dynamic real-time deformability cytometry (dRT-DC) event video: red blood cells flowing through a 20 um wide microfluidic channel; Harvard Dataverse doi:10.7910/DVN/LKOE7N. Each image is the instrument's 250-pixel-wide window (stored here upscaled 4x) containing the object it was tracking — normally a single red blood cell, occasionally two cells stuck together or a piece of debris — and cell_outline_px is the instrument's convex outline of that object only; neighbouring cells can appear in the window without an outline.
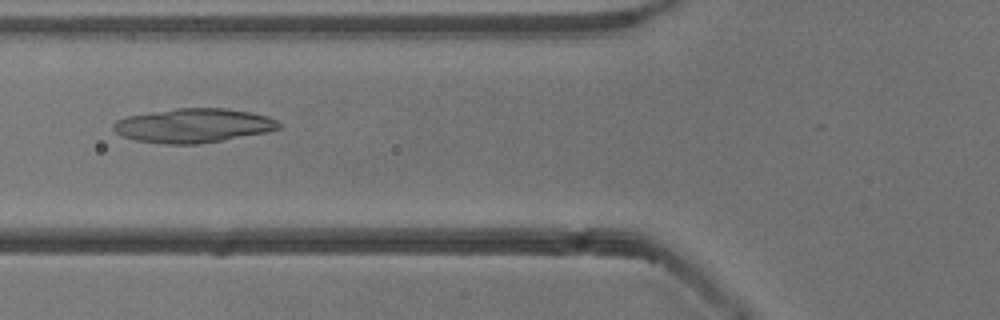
{"species": "common noctule bat (a hibernating species)", "species_latin": "Nyctalus noctula", "temperature_condition": "cold", "stored_images_in_passage": 44, "camera_frame_rate_fps": 3000, "um_per_image_px": 0.085, "animal": {"sex": "male", "body_mass_g": 13.3}, "frame": {"image": 1, "passage_image": 11, "time_ms": 3.333, "image_size_px": [1000, 320], "cell_outline_px": [[280, 128], [268, 132], [196, 144], [164, 144], [136, 140], [124, 136], [116, 132], [112, 128], [112, 124], [116, 120], [128, 116], [176, 108], [224, 108], [252, 112], [268, 116], [276, 120], [280, 124]], "centroid_in_image_um": [16.44, 10.66], "position_along_channel_um": 109.4, "area_um2": 32.71}}
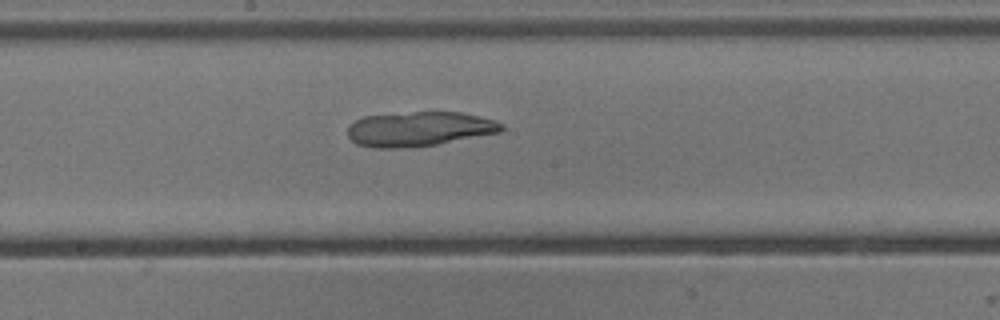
{"frame": {"image": 2, "passage_image": 19, "time_ms": 6.0, "image_size_px": [1000, 320], "cell_outline_px": [[504, 128], [500, 132], [436, 144], [412, 148], [376, 148], [356, 144], [348, 136], [348, 124], [364, 116], [412, 112], [460, 112], [480, 116], [496, 120], [504, 124]], "centroid_in_image_um": [35.63, 10.96], "position_along_channel_um": 212.6, "area_um2": 31.15}}
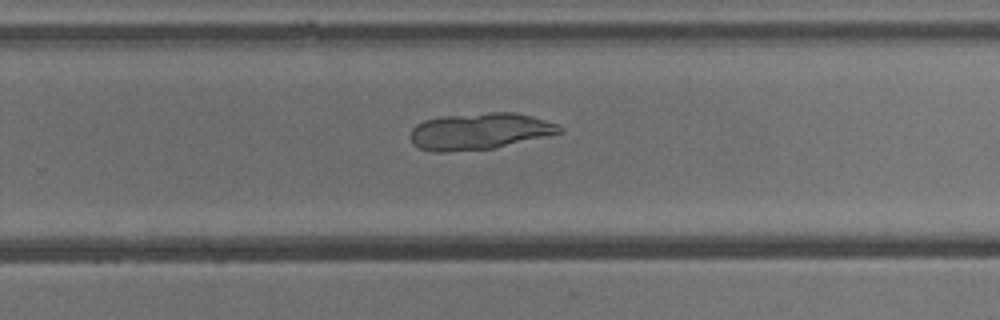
{"frame": {"image": 3, "passage_image": 25, "time_ms": 8.0, "image_size_px": [1000, 320], "cell_outline_px": [[564, 132], [548, 136], [496, 148], [448, 152], [432, 152], [420, 148], [412, 144], [408, 136], [412, 128], [416, 124], [424, 120], [440, 116], [492, 112], [516, 112], [532, 116], [556, 124], [564, 128]], "centroid_in_image_um": [40.74, 11.16], "position_along_channel_um": 289.1, "area_um2": 32.25}}